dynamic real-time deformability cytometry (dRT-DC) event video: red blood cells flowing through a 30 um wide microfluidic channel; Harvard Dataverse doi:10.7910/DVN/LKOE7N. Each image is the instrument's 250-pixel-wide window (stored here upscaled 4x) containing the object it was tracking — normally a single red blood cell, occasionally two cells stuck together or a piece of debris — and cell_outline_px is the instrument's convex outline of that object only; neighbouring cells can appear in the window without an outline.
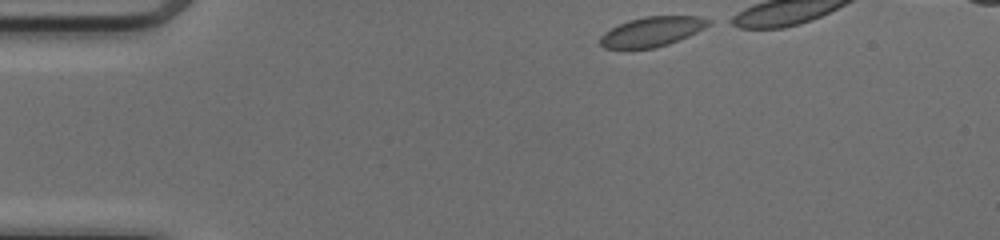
{"species": "common noctule bat (a hibernating species)", "species_latin": "Nyctalus noctula", "temperature_condition": "cold", "stored_images_in_passage": 33, "camera_frame_rate_fps": 3000, "um_per_image_px": 0.085, "animal": {"sex": "female", "body_mass_g": 17.0, "forearm_length_mm": 48.0}, "frame": {"image": 1, "passage_image": 1, "time_ms": 0.0, "image_size_px": [1000, 240], "cell_outline_px": [[712, 24], [688, 36], [668, 44], [656, 48], [604, 48], [600, 44], [600, 36], [604, 32], [628, 20], [644, 16], [700, 16], [712, 20]], "centroid_in_image_um": [55.45, 2.67], "position_along_channel_um": 29.6, "area_um2": 18.73}}
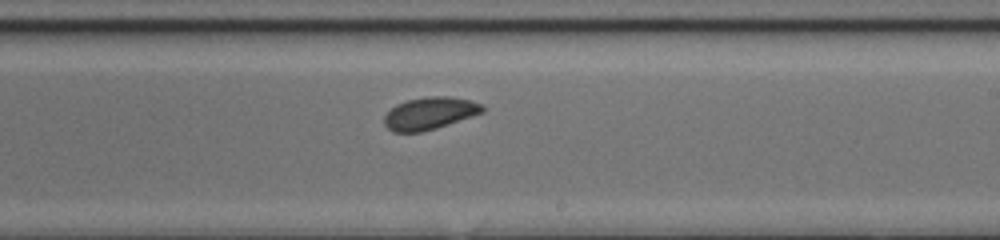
{"frame": {"image": 2, "passage_image": 22, "time_ms": 7.0, "image_size_px": [1000, 240], "cell_outline_px": [[484, 112], [436, 128], [420, 132], [392, 132], [384, 124], [384, 116], [396, 104], [408, 100], [432, 96], [448, 96], [468, 100], [480, 104], [484, 108]], "centroid_in_image_um": [36.5, 9.64], "position_along_channel_um": 252.5, "area_um2": 18.21}}
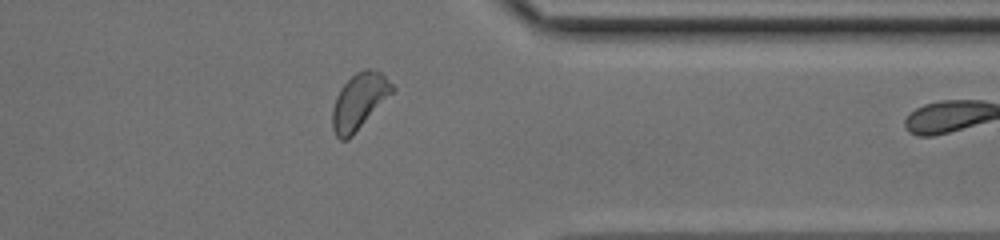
{"frame": {"image": 3, "passage_image": 32, "time_ms": 10.333, "image_size_px": [1000, 240], "cell_outline_px": [[396, 88], [352, 136], [348, 140], [340, 140], [336, 136], [332, 128], [332, 108], [336, 96], [340, 88], [356, 72], [364, 68], [368, 68], [380, 72]], "centroid_in_image_um": [30.5, 8.62], "position_along_channel_um": 380.9, "area_um2": 19.31}}